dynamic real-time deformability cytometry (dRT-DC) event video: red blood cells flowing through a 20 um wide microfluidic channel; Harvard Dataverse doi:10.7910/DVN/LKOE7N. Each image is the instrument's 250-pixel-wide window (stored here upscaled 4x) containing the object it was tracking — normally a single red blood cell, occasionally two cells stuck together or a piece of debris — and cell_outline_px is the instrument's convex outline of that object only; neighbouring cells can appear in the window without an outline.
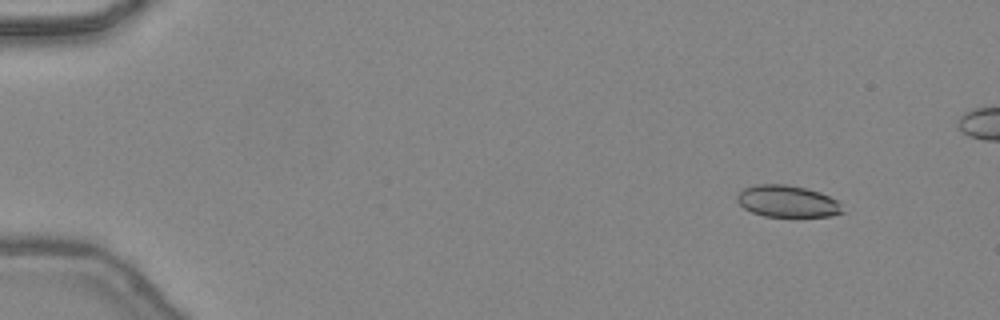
{"species": "common noctule bat (a hibernating species)", "species_latin": "Nyctalus noctula", "temperature_condition": "warm", "stored_images_in_passage": 38, "camera_frame_rate_fps": 3000, "um_per_image_px": 0.085, "animal": {"sex": "female", "body_mass_g": 24.6, "forearm_length_mm": 56.2}, "frame": {"image": 1, "passage_image": 6, "time_ms": 1.667, "image_size_px": [1000, 320], "cell_outline_px": [[844, 212], [828, 216], [764, 216], [752, 212], [744, 208], [736, 200], [736, 196], [744, 188], [756, 184], [784, 184], [804, 188], [820, 192], [836, 200], [840, 204]], "centroid_in_image_um": [66.89, 17.1], "position_along_channel_um": 18.1, "area_um2": 19.31}}
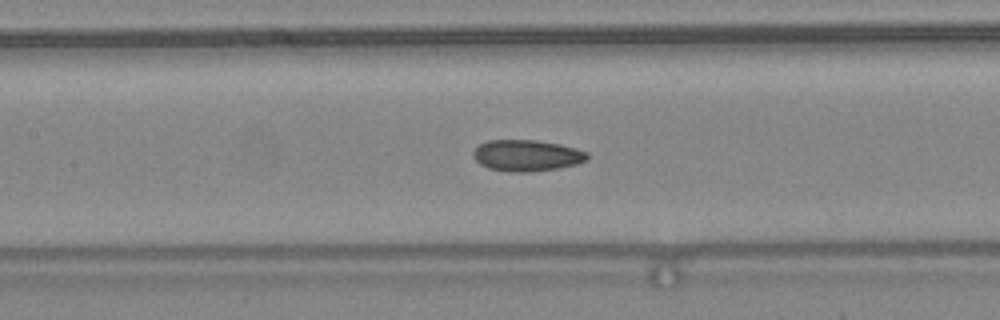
{"frame": {"image": 2, "passage_image": 24, "time_ms": 7.667, "image_size_px": [1000, 320], "cell_outline_px": [[588, 160], [576, 164], [560, 168], [532, 172], [508, 172], [488, 168], [480, 164], [472, 156], [472, 152], [480, 144], [488, 140], [536, 140], [560, 144], [576, 148], [588, 152]], "centroid_in_image_um": [44.78, 13.22], "position_along_channel_um": 162.6, "area_um2": 21.04}}
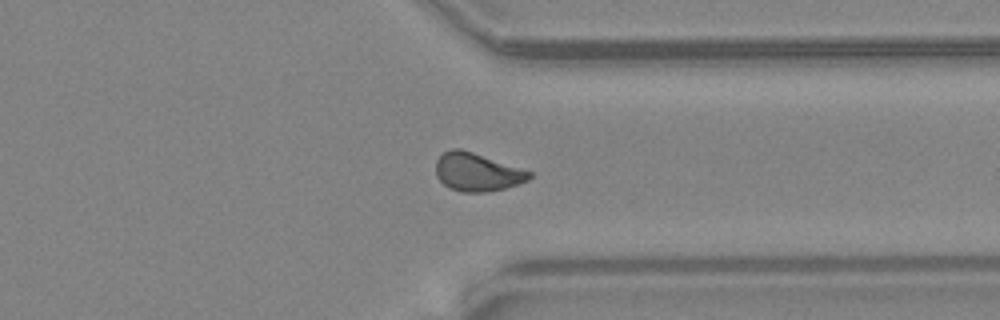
{"frame": {"image": 3, "passage_image": 38, "time_ms": 12.333, "image_size_px": [1000, 320], "cell_outline_px": [[532, 176], [528, 180], [520, 184], [504, 188], [484, 192], [460, 192], [448, 188], [436, 176], [436, 160], [444, 152], [452, 148], [460, 148], [532, 172]], "centroid_in_image_um": [40.53, 14.64], "position_along_channel_um": 370.9, "area_um2": 20.69}, "authors_computed_cell_mechanics": {"area_um2": 20.6346, "velocity_mm_per_s": 4.4715, "shape_relaxation_time_tau1_ms": 6.9844, "shape_relaxation_time_tau2_ms": 1.7282, "deformation_change_tau1": 0.1364, "deformation_change_tau2": 0.0631}}